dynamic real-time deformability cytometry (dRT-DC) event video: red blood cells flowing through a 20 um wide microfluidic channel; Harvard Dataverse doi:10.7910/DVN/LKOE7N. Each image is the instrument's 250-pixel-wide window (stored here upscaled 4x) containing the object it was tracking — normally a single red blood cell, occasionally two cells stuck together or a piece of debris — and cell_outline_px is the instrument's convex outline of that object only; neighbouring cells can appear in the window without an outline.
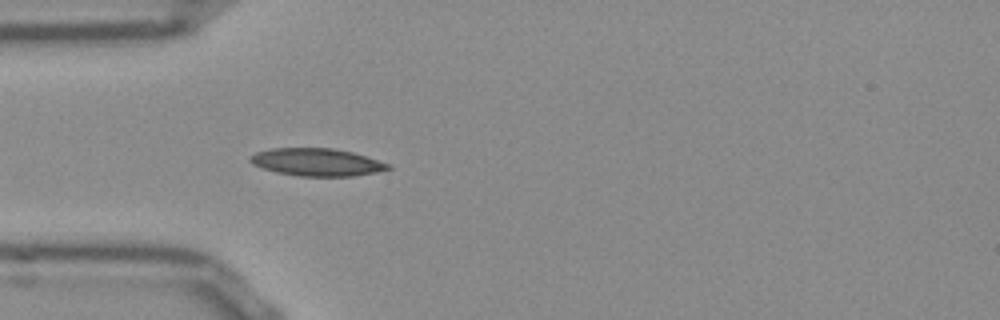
{"species": "Egyptian fruit bat (a non-hibernating species)", "species_latin": "Rousettus aegyptiacus", "temperature_condition": "room temperature", "stored_images_in_passage": 15, "camera_frame_rate_fps": 3000, "um_per_image_px": 0.085, "frame": {"image": 1, "passage_image": 5, "time_ms": 1.333, "image_size_px": [1000, 320], "cell_outline_px": [[392, 168], [376, 172], [352, 176], [300, 176], [276, 172], [252, 164], [248, 160], [248, 156], [256, 152], [272, 148], [332, 148], [352, 152], [392, 164]], "centroid_in_image_um": [26.92, 13.78], "position_along_channel_um": 58.1, "area_um2": 22.2}}
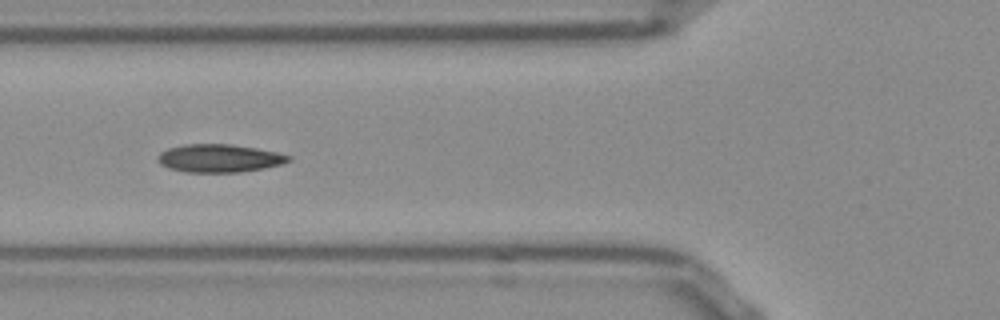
{"frame": {"image": 2, "passage_image": 9, "time_ms": 2.667, "image_size_px": [1000, 320], "cell_outline_px": [[292, 160], [280, 164], [264, 168], [240, 172], [184, 172], [168, 168], [160, 164], [156, 160], [156, 156], [160, 152], [168, 148], [188, 144], [228, 144], [256, 148], [276, 152], [292, 156]], "centroid_in_image_um": [18.6, 13.45], "position_along_channel_um": 107.2, "area_um2": 21.39}}